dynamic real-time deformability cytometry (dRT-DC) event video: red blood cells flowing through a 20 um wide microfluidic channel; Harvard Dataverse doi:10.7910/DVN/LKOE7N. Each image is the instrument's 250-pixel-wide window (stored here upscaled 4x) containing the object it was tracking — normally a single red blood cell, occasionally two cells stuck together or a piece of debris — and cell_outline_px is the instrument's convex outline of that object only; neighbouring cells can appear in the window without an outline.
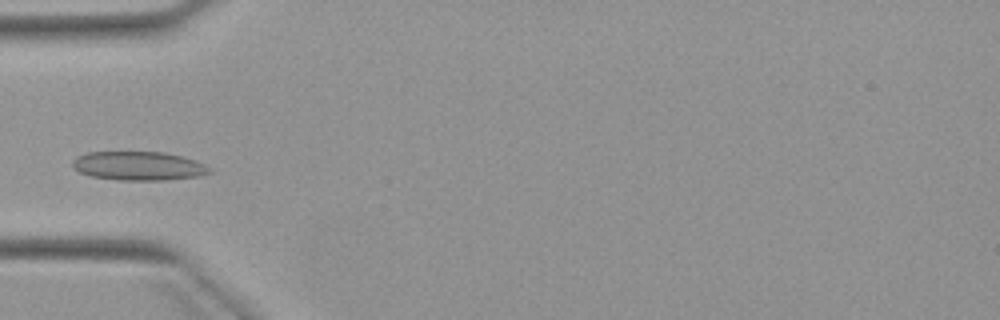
{"species": "Egyptian fruit bat (a non-hibernating species)", "species_latin": "Rousettus aegyptiacus", "temperature_condition": "warm", "stored_images_in_passage": 4, "camera_frame_rate_fps": 3000, "um_per_image_px": 0.085, "animal": {"sex": "female"}, "frame": {"image": 1, "passage_image": 3, "time_ms": 2.667, "image_size_px": [1000, 320], "cell_outline_px": [[212, 172], [200, 176], [164, 180], [120, 180], [92, 176], [80, 172], [72, 168], [72, 160], [76, 156], [88, 152], [164, 152], [196, 160], [212, 168]], "centroid_in_image_um": [11.78, 14.1], "position_along_channel_um": 73.2, "area_um2": 23.12}}
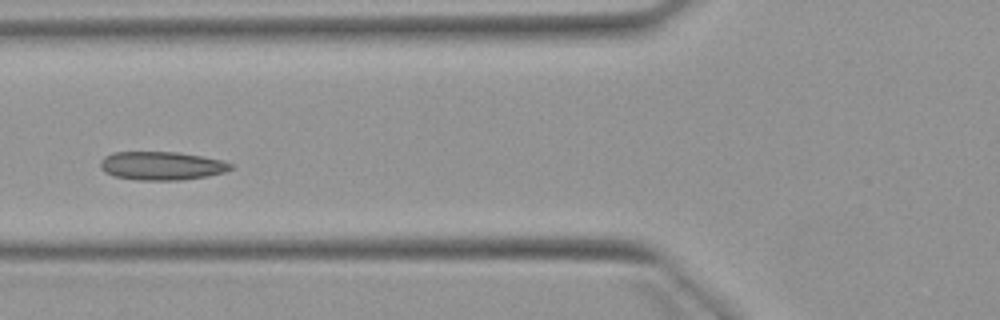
{"frame": {"image": 2, "passage_image": 4, "time_ms": 3.667, "image_size_px": [1000, 320], "cell_outline_px": [[232, 168], [224, 172], [208, 176], [180, 180], [140, 180], [116, 176], [104, 172], [100, 168], [100, 160], [104, 156], [112, 152], [176, 152], [200, 156], [220, 160], [232, 164]], "centroid_in_image_um": [13.7, 14.09], "position_along_channel_um": 112.1, "area_um2": 21.5}}